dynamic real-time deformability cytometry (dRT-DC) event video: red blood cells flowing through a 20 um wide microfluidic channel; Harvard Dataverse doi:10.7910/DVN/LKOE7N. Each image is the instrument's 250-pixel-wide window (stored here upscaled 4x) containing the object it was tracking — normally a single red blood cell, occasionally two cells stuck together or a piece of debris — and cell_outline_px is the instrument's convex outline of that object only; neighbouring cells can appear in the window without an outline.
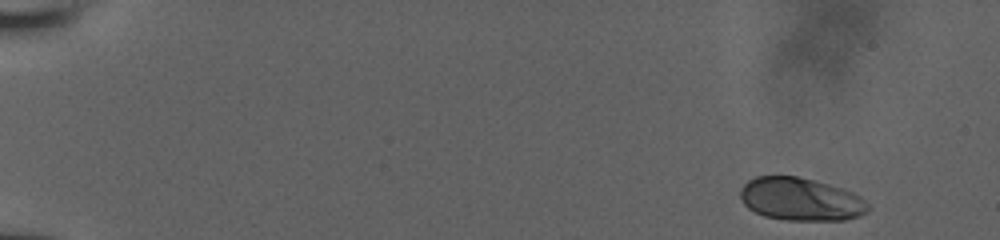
{"species": "human", "species_latin": "Homo sapiens", "temperature_condition": "room temperature", "stored_images_in_passage": 38, "camera_frame_rate_fps": 3000, "um_per_image_px": 0.085, "donor": {"sex": "male"}, "frame": {"image": 1, "passage_image": 1, "time_ms": 0.0, "image_size_px": [1000, 240], "cell_outline_px": [[868, 212], [860, 216], [844, 220], [784, 220], [764, 216], [748, 208], [744, 204], [740, 196], [740, 192], [744, 184], [748, 180], [756, 176], [796, 176], [828, 184], [852, 192], [864, 200], [868, 204]], "centroid_in_image_um": [68.04, 16.94], "position_along_channel_um": 17.0, "area_um2": 31.79}}
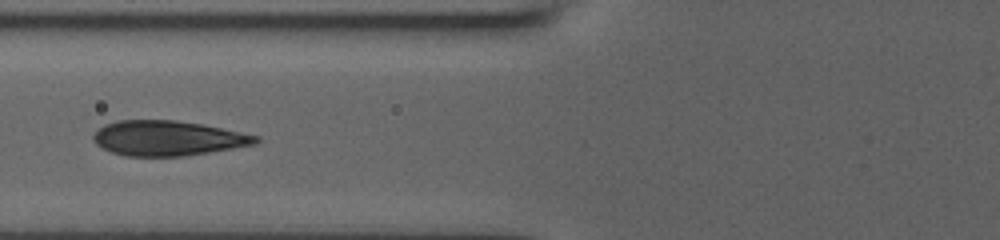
{"frame": {"image": 2, "passage_image": 24, "time_ms": 6.667, "image_size_px": [1000, 240], "cell_outline_px": [[260, 140], [256, 144], [184, 156], [128, 156], [112, 152], [96, 144], [92, 140], [92, 136], [100, 128], [108, 124], [120, 120], [176, 120], [200, 124], [260, 136]], "centroid_in_image_um": [14.27, 11.75], "position_along_channel_um": 111.5, "area_um2": 32.71}}
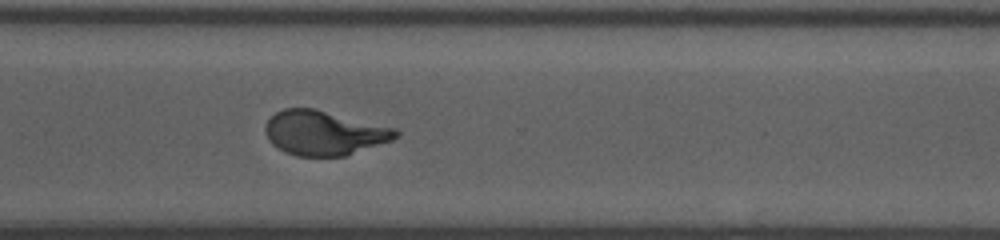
{"frame": {"image": 3, "passage_image": 38, "time_ms": 12.667, "image_size_px": [1000, 240], "cell_outline_px": [[400, 136], [392, 140], [344, 156], [296, 156], [284, 152], [272, 144], [268, 140], [264, 128], [268, 120], [276, 112], [284, 108], [312, 108], [396, 128], [400, 132]], "centroid_in_image_um": [27.54, 11.3], "position_along_channel_um": 343.1, "area_um2": 33.7}}